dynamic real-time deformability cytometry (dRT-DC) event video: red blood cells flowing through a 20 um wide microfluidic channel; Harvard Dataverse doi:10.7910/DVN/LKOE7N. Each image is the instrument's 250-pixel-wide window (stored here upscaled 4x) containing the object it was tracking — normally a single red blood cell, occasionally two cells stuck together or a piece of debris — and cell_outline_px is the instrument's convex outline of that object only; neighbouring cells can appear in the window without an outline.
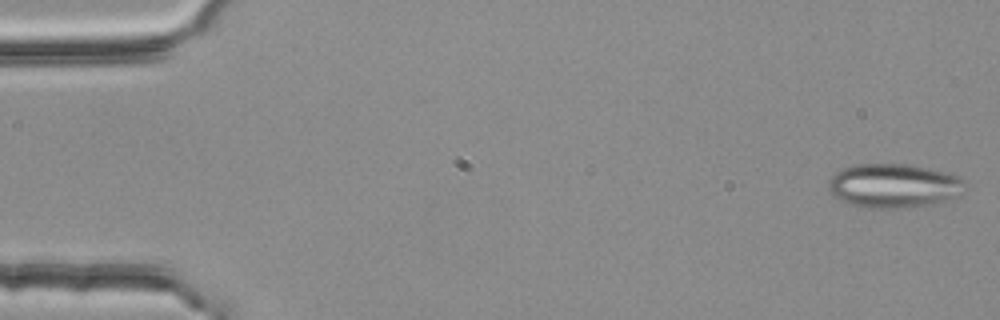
{"species": "common noctule bat (a hibernating species)", "species_latin": "Nyctalus noctula", "temperature_condition": "room temperature", "stored_images_in_passage": 53, "segment_of_instrument_passage": [1, 2], "camera_frame_rate_fps": 3000, "um_per_image_px": 0.085, "animal": {"sex": "female", "body_mass_g": 25.1}, "frame": {"image": 1, "passage_image": 1, "time_ms": 0.0, "image_size_px": [1000, 320], "cell_outline_px": [[964, 192], [956, 196], [936, 204], [900, 208], [864, 208], [840, 200], [828, 188], [828, 180], [836, 172], [852, 164], [908, 164], [944, 172], [956, 176], [964, 180]], "centroid_in_image_um": [75.96, 15.79], "position_along_channel_um": 9.0, "area_um2": 34.97}}